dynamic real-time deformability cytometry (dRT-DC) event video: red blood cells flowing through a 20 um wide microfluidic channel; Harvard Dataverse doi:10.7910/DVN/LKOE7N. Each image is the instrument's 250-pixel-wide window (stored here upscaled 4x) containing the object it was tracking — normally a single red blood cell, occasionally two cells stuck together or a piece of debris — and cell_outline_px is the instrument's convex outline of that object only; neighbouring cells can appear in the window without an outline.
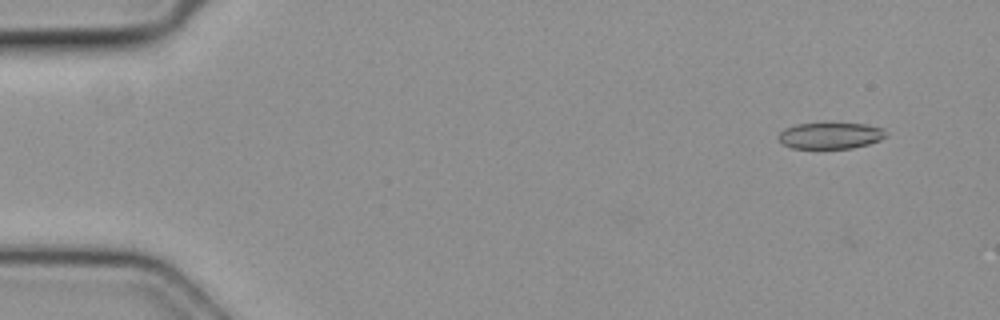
{"species": "common noctule bat (a hibernating species)", "species_latin": "Nyctalus noctula", "temperature_condition": "cold", "stored_images_in_passage": 55, "camera_frame_rate_fps": 3000, "um_per_image_px": 0.085, "animal": {"sex": "female", "body_mass_g": 19.3, "forearm_length_mm": 54.1}, "frame": {"image": 1, "passage_image": 5, "time_ms": 1.333, "image_size_px": [1000, 320], "cell_outline_px": [[888, 136], [880, 140], [868, 144], [852, 148], [792, 148], [784, 144], [780, 140], [780, 132], [784, 128], [796, 124], [864, 124], [884, 128], [888, 132]], "centroid_in_image_um": [70.65, 11.53], "position_along_channel_um": 14.4, "area_um2": 16.3}}
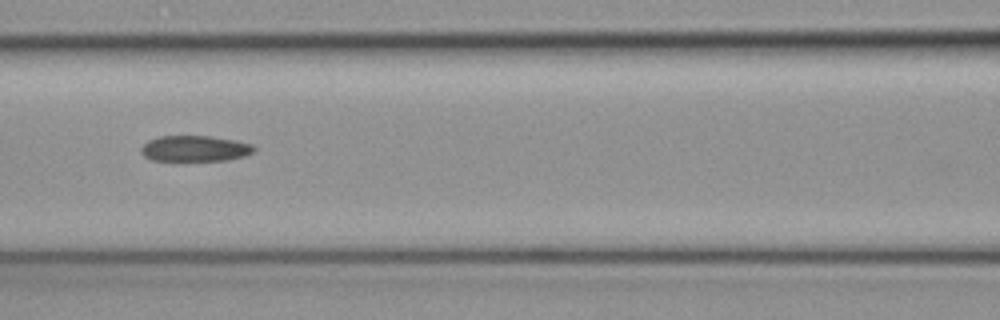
{"frame": {"image": 2, "passage_image": 25, "time_ms": 8.0, "image_size_px": [1000, 320], "cell_outline_px": [[256, 148], [252, 152], [244, 156], [228, 160], [152, 160], [144, 156], [140, 152], [140, 148], [148, 140], [160, 136], [208, 136], [236, 140], [252, 144]], "centroid_in_image_um": [16.56, 12.62], "position_along_channel_um": 150.0, "area_um2": 16.94}}
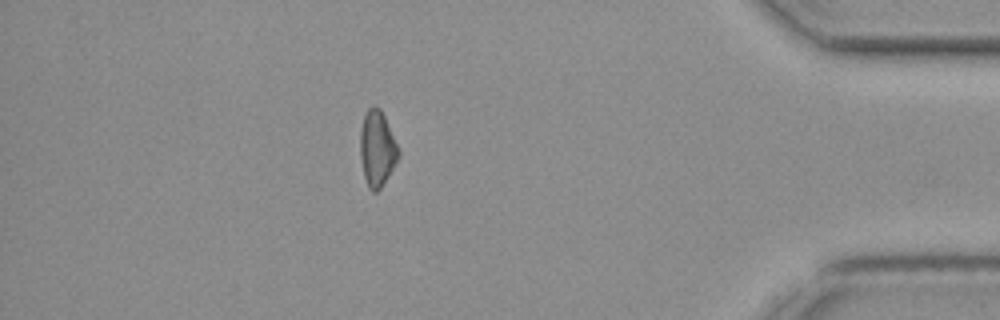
{"frame": {"image": 3, "passage_image": 48, "time_ms": 15.667, "image_size_px": [1000, 320], "cell_outline_px": [[400, 152], [392, 168], [380, 188], [376, 192], [372, 192], [368, 188], [364, 176], [360, 156], [360, 128], [364, 116], [368, 108], [372, 104], [380, 108], [384, 116]], "centroid_in_image_um": [32.02, 12.6], "position_along_channel_um": 403.2, "area_um2": 16.59}}